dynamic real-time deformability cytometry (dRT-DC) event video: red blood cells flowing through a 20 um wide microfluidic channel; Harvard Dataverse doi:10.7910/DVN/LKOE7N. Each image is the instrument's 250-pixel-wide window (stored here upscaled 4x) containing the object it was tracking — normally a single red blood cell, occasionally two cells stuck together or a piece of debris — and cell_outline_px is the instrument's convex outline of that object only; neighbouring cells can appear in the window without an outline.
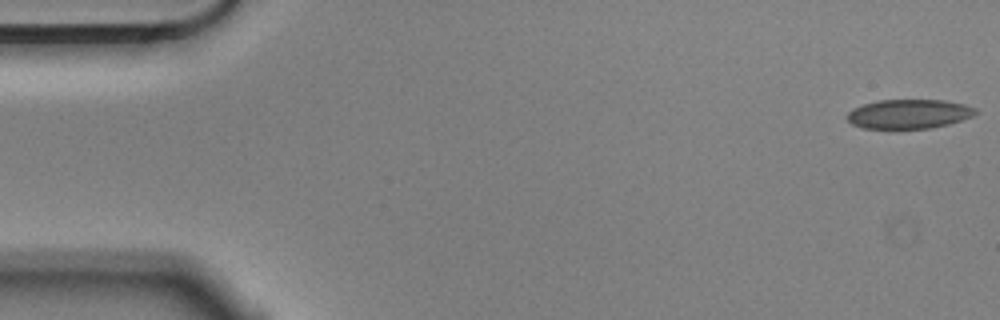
{"species": "Egyptian fruit bat (a non-hibernating species)", "species_latin": "Rousettus aegyptiacus", "temperature_condition": "cold", "stored_images_in_passage": 4, "camera_frame_rate_fps": 3000, "um_per_image_px": 0.085, "animal": {"sex": "male"}, "frame": {"image": 1, "passage_image": 1, "time_ms": 0.0, "image_size_px": [1000, 320], "cell_outline_px": [[980, 112], [972, 116], [948, 124], [932, 128], [864, 128], [852, 124], [844, 116], [852, 108], [876, 100], [944, 100], [964, 104], [976, 108]], "centroid_in_image_um": [77.25, 9.68], "position_along_channel_um": 7.8, "area_um2": 21.96}}